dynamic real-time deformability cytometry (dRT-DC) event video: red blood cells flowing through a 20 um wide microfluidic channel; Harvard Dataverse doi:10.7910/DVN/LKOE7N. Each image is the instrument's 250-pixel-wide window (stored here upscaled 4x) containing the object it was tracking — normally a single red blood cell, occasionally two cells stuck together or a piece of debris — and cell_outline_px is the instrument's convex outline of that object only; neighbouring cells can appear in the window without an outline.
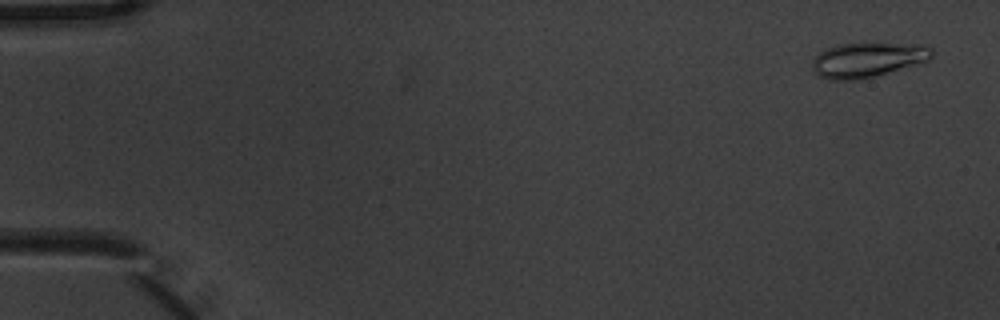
{"species": "common noctule bat (a hibernating species)", "species_latin": "Nyctalus noctula", "temperature_condition": "warm", "stored_images_in_passage": 5, "camera_frame_rate_fps": 3000, "um_per_image_px": 0.085, "animal": {"sex": "male", "body_mass_g": 20.1, "forearm_length_mm": 53.5}, "frame": {"image": 1, "passage_image": 1, "time_ms": 0.0, "image_size_px": [1000, 320], "cell_outline_px": [[936, 52], [928, 60], [876, 76], [856, 80], [828, 80], [816, 76], [812, 68], [812, 60], [824, 48], [836, 44], [920, 44], [932, 48]], "centroid_in_image_um": [73.69, 5.09], "position_along_channel_um": 11.3, "area_um2": 24.28}}